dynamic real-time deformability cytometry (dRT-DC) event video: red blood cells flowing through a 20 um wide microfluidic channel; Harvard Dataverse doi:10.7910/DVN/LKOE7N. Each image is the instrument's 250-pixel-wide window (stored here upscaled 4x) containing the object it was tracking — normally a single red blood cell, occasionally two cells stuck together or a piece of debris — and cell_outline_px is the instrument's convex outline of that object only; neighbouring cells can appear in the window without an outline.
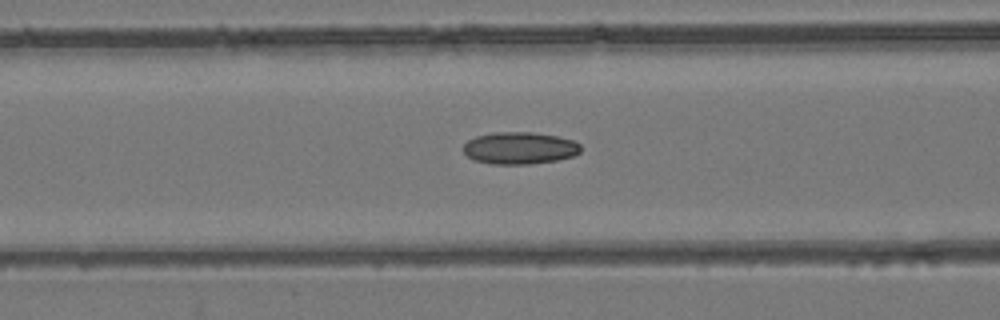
{"species": "common noctule bat (a hibernating species)", "species_latin": "Nyctalus noctula", "temperature_condition": "room temperature", "stored_images_in_passage": 44, "camera_frame_rate_fps": 3000, "um_per_image_px": 0.085, "animal": {"sex": "female", "body_mass_g": 24.6, "forearm_length_mm": 56.2}, "frame": {"image": 1, "passage_image": 12, "time_ms": 3.667, "image_size_px": [1000, 320], "cell_outline_px": [[580, 152], [572, 156], [556, 160], [528, 164], [492, 164], [472, 160], [464, 152], [464, 144], [468, 140], [476, 136], [492, 132], [532, 132], [556, 136], [572, 140], [580, 144]], "centroid_in_image_um": [44.14, 12.58], "position_along_channel_um": 122.5, "area_um2": 21.91}}
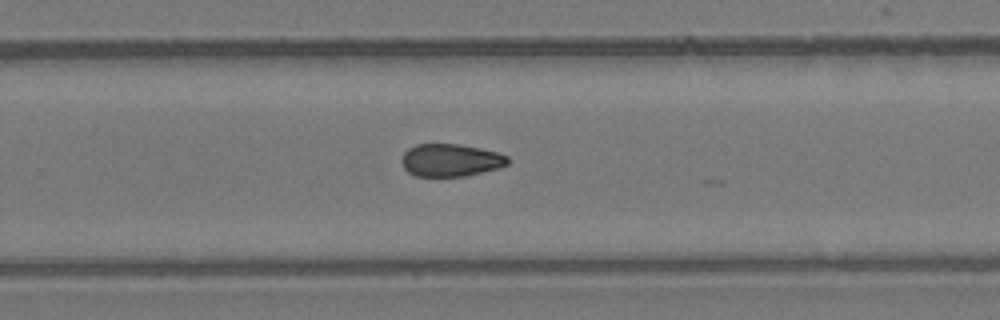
{"frame": {"image": 2, "passage_image": 25, "time_ms": 8.0, "image_size_px": [1000, 320], "cell_outline_px": [[508, 164], [500, 168], [464, 176], [416, 176], [408, 172], [404, 168], [400, 160], [404, 152], [408, 148], [416, 144], [460, 144], [480, 148], [496, 152], [508, 156]], "centroid_in_image_um": [38.28, 13.61], "position_along_channel_um": 291.5, "area_um2": 20.23}}
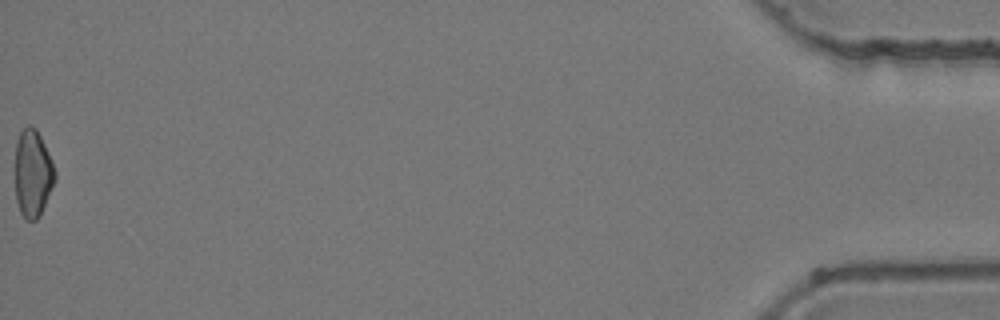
{"frame": {"image": 3, "passage_image": 44, "time_ms": 14.333, "image_size_px": [1000, 320], "cell_outline_px": [[56, 180], [40, 216], [36, 220], [24, 220], [20, 212], [16, 200], [16, 144], [20, 132], [28, 124], [36, 128], [44, 144], [56, 172]], "centroid_in_image_um": [2.79, 14.78], "position_along_channel_um": 432.4, "area_um2": 20.23}, "authors_computed_cell_mechanics": {"area_um2": 20.7213, "velocity_mm_per_s": 3.9137, "shape_relaxation_time_tau1_ms": null, "shape_relaxation_time_tau2_ms": 6.1663, "deformation_change_tau1": null, "deformation_change_tau2": 0.1165}}